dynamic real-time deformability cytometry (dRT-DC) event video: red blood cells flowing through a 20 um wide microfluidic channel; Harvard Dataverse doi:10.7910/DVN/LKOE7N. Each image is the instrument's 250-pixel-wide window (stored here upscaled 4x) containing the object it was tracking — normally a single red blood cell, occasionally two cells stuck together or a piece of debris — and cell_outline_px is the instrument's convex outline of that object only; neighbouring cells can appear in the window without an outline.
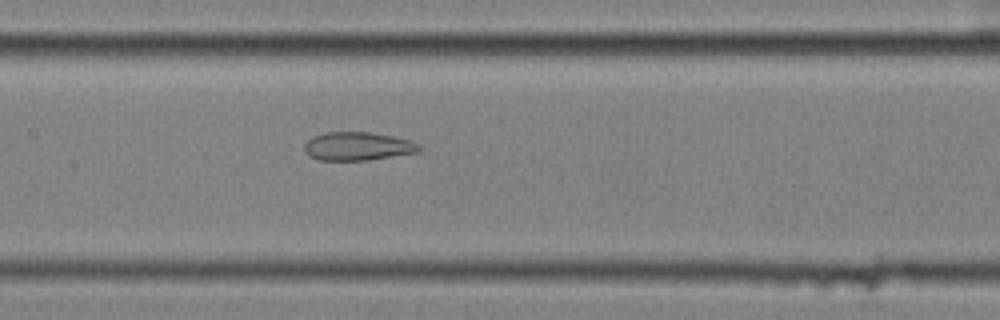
{"species": "common noctule bat (a hibernating species)", "species_latin": "Nyctalus noctula", "temperature_condition": "cold", "stored_images_in_passage": 57, "camera_frame_rate_fps": 3000, "um_per_image_px": 0.085, "animal": {"sex": "female", "body_mass_g": 25.1}, "frame": {"image": 1, "passage_image": 28, "time_ms": 9.0, "image_size_px": [1000, 320], "cell_outline_px": [[420, 152], [364, 160], [320, 160], [312, 156], [304, 148], [304, 144], [312, 136], [324, 132], [368, 132], [392, 136], [408, 140], [420, 144]], "centroid_in_image_um": [30.41, 12.42], "position_along_channel_um": 177.0, "area_um2": 18.73}}
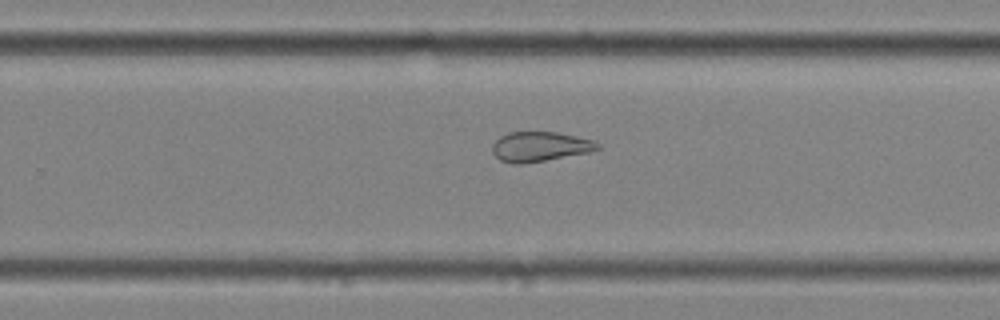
{"frame": {"image": 2, "passage_image": 37, "time_ms": 12.0, "image_size_px": [1000, 320], "cell_outline_px": [[600, 148], [592, 152], [520, 164], [512, 164], [500, 160], [492, 152], [492, 144], [500, 136], [508, 132], [556, 132], [596, 140], [600, 144]], "centroid_in_image_um": [45.91, 12.46], "position_along_channel_um": 283.9, "area_um2": 18.38}}
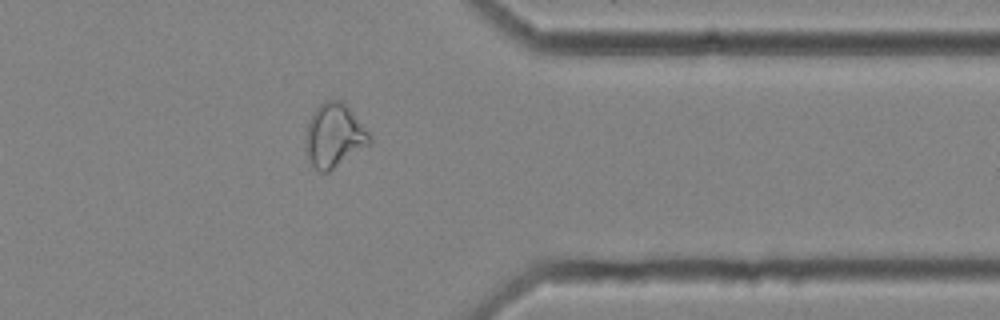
{"frame": {"image": 3, "passage_image": 46, "time_ms": 15.0, "image_size_px": [1000, 320], "cell_outline_px": [[372, 144], [328, 172], [320, 172], [308, 160], [304, 148], [304, 136], [312, 112], [324, 100], [344, 100], [348, 104], [368, 132], [372, 140]], "centroid_in_image_um": [28.4, 11.51], "position_along_channel_um": 383.0, "area_um2": 24.28}, "authors_computed_cell_mechanics": {"area_um2": 24.9118, "velocity_mm_per_s": 3.5749, "shape_relaxation_time_tau1_ms": null, "shape_relaxation_time_tau2_ms": 1.4208, "deformation_change_tau1": null, "deformation_change_tau2": 0.0897}}